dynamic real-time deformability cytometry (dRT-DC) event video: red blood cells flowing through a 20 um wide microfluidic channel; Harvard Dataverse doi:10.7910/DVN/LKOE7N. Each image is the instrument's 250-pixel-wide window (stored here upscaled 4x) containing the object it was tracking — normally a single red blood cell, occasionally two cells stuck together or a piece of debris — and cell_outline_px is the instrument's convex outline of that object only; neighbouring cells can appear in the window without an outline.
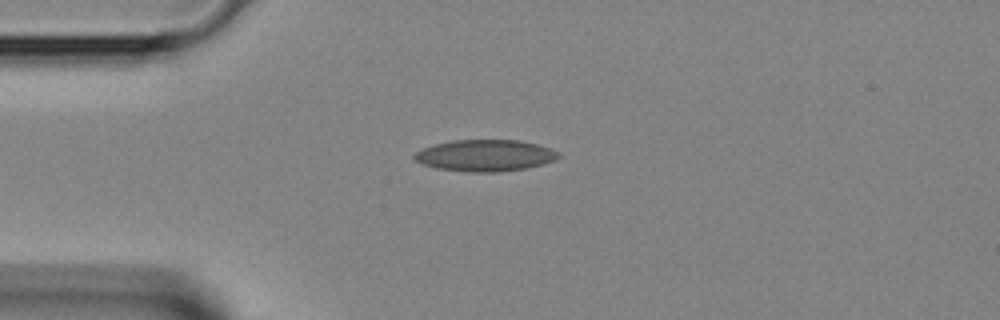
{"species": "Egyptian fruit bat (a non-hibernating species)", "species_latin": "Rousettus aegyptiacus", "temperature_condition": "room temperature", "stored_images_in_passage": 31, "camera_frame_rate_fps": 3000, "um_per_image_px": 0.085, "animal": {"sex": "female"}, "frame": {"image": 1, "passage_image": 1, "time_ms": 0.0, "image_size_px": [1000, 320], "cell_outline_px": [[560, 156], [556, 160], [544, 164], [528, 168], [496, 172], [468, 172], [436, 168], [424, 164], [416, 160], [412, 156], [416, 152], [424, 148], [436, 144], [452, 140], [520, 140], [536, 144], [560, 152]], "centroid_in_image_um": [41.27, 13.22], "position_along_channel_um": 43.7, "area_um2": 26.47}}
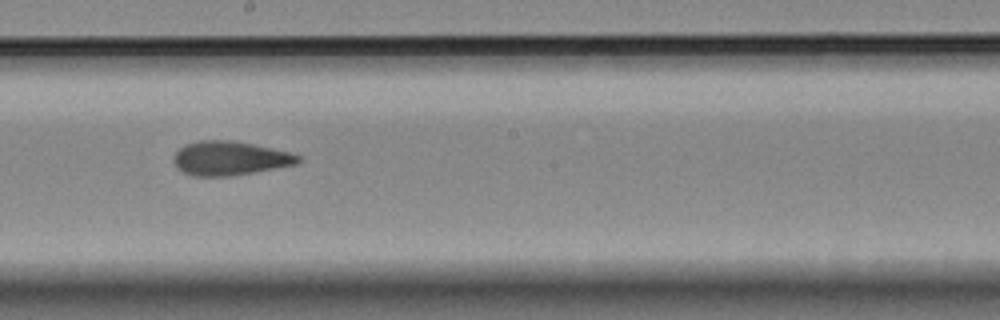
{"frame": {"image": 2, "passage_image": 14, "time_ms": 4.333, "image_size_px": [1000, 320], "cell_outline_px": [[304, 160], [296, 164], [252, 172], [228, 176], [192, 176], [176, 168], [172, 160], [176, 152], [180, 148], [188, 144], [200, 140], [228, 140], [252, 144], [288, 152], [300, 156]], "centroid_in_image_um": [19.51, 13.46], "position_along_channel_um": 228.7, "area_um2": 24.39}}
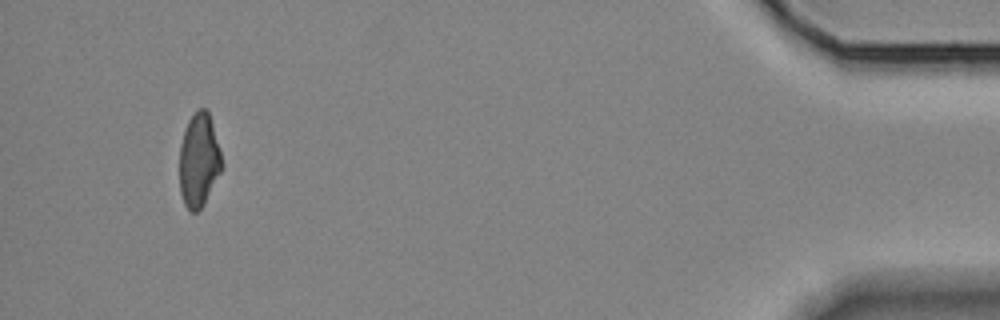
{"frame": {"image": 3, "passage_image": 31, "time_ms": 10.0, "image_size_px": [1000, 320], "cell_outline_px": [[220, 172], [204, 204], [196, 212], [192, 212], [184, 204], [180, 192], [180, 144], [184, 128], [188, 120], [196, 108], [204, 108], [208, 112], [212, 124], [220, 152]], "centroid_in_image_um": [16.87, 13.6], "position_along_channel_um": 418.3, "area_um2": 22.72}}